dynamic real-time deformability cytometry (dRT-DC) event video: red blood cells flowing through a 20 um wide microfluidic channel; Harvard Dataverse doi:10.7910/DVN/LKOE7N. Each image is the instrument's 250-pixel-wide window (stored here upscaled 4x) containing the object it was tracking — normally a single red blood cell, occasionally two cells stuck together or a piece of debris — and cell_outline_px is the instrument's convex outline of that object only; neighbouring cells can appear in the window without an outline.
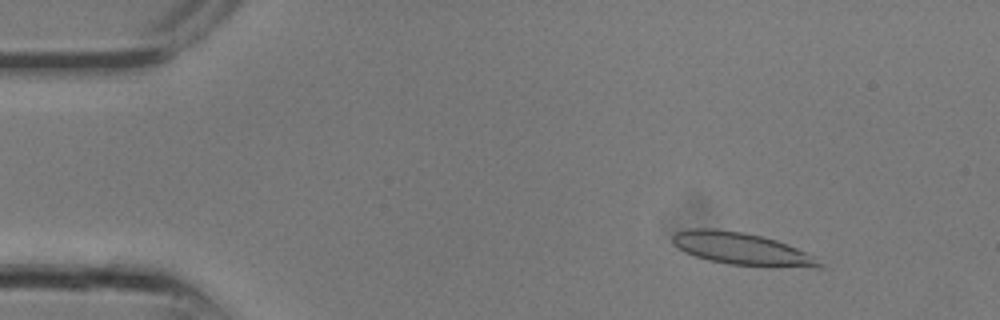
{"species": "common noctule bat (a hibernating species)", "species_latin": "Nyctalus noctula", "temperature_condition": "room temperature", "stored_images_in_passage": 12, "camera_frame_rate_fps": 3000, "um_per_image_px": 0.085, "animal": {"sex": "male", "body_mass_g": 13.3}, "frame": {"image": 1, "passage_image": 4, "time_ms": 1.0, "image_size_px": [1000, 320], "cell_outline_px": [[824, 268], [768, 268], [728, 264], [708, 260], [684, 252], [672, 240], [672, 236], [676, 232], [692, 228], [712, 228], [740, 232], [760, 236], [776, 240], [788, 244], [816, 256], [824, 264]], "centroid_in_image_um": [63.17, 21.19], "position_along_channel_um": 21.8, "area_um2": 28.15}}
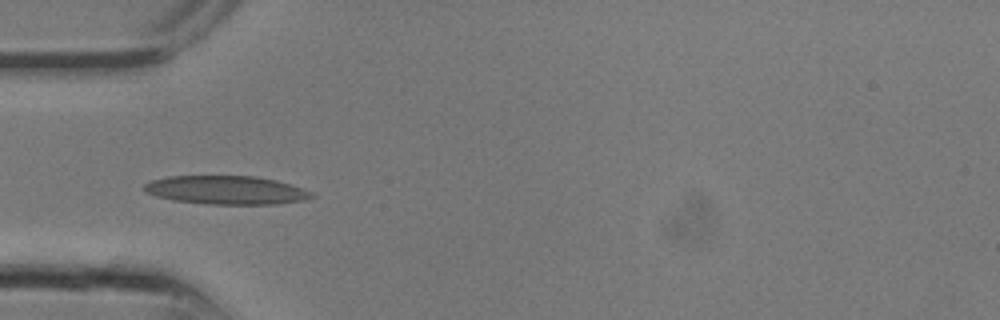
{"frame": {"image": 2, "passage_image": 9, "time_ms": 2.667, "image_size_px": [1000, 320], "cell_outline_px": [[316, 196], [304, 200], [276, 204], [204, 204], [172, 200], [156, 196], [144, 192], [144, 184], [152, 180], [168, 176], [256, 176], [276, 180], [312, 192]], "centroid_in_image_um": [19.2, 16.16], "position_along_channel_um": 65.8, "area_um2": 27.86}}
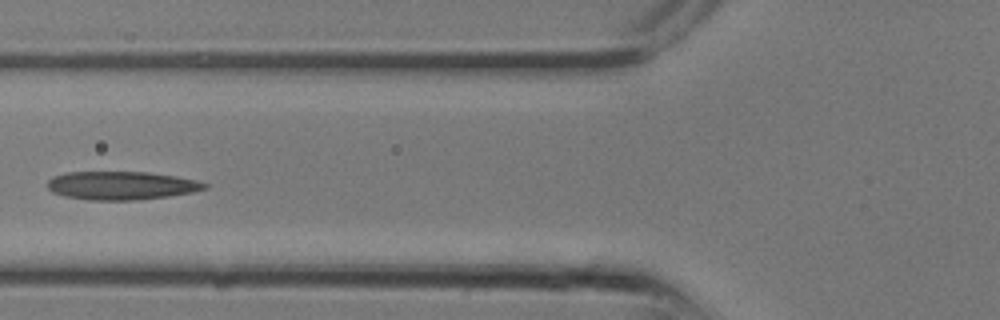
{"frame": {"image": 3, "passage_image": 11, "time_ms": 3.333, "image_size_px": [1000, 320], "cell_outline_px": [[208, 188], [192, 192], [168, 196], [140, 200], [88, 200], [64, 196], [52, 192], [44, 184], [52, 176], [64, 172], [148, 172], [176, 176], [196, 180], [208, 184]], "centroid_in_image_um": [10.27, 15.77], "position_along_channel_um": 115.5, "area_um2": 26.24}}